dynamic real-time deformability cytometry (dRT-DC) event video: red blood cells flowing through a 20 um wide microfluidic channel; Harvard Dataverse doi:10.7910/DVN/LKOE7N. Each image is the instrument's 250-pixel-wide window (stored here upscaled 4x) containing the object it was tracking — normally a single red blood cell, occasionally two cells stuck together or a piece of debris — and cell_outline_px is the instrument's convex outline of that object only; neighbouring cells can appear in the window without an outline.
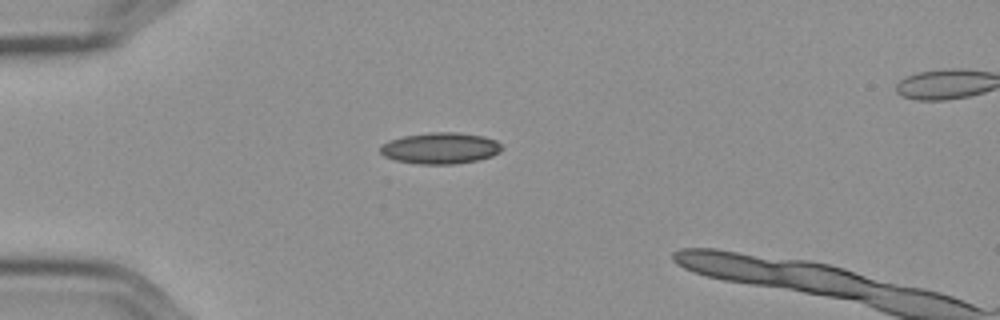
{"species": "Egyptian fruit bat (a non-hibernating species)", "species_latin": "Rousettus aegyptiacus", "temperature_condition": "cold", "stored_images_in_passage": 38, "camera_frame_rate_fps": 3000, "um_per_image_px": 0.085, "frame": {"image": 1, "passage_image": 1, "time_ms": 0.0, "image_size_px": [1000, 320], "cell_outline_px": [[504, 148], [500, 152], [492, 156], [480, 160], [456, 164], [420, 164], [396, 160], [384, 156], [380, 152], [380, 148], [384, 144], [392, 140], [404, 136], [432, 132], [456, 132], [484, 136], [496, 140]], "centroid_in_image_um": [37.49, 12.6], "position_along_channel_um": 47.5, "area_um2": 22.14}}
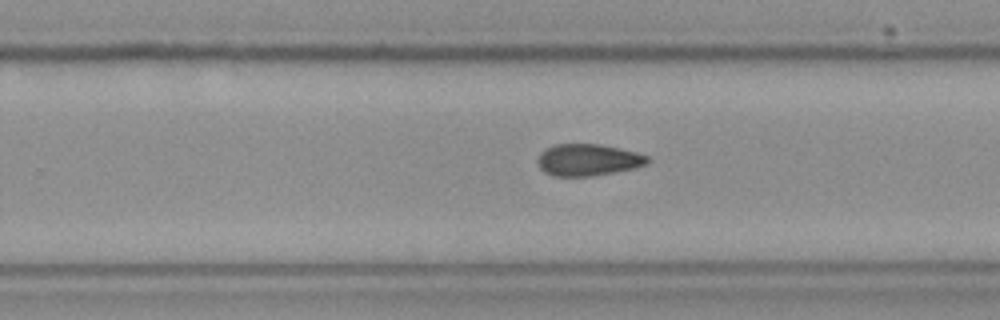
{"frame": {"image": 2, "passage_image": 22, "time_ms": 7.0, "image_size_px": [1000, 320], "cell_outline_px": [[648, 164], [636, 168], [592, 176], [556, 176], [544, 172], [540, 168], [536, 160], [540, 152], [552, 144], [600, 144], [620, 148], [636, 152], [648, 156]], "centroid_in_image_um": [49.96, 13.58], "position_along_channel_um": 279.8, "area_um2": 20.52}}
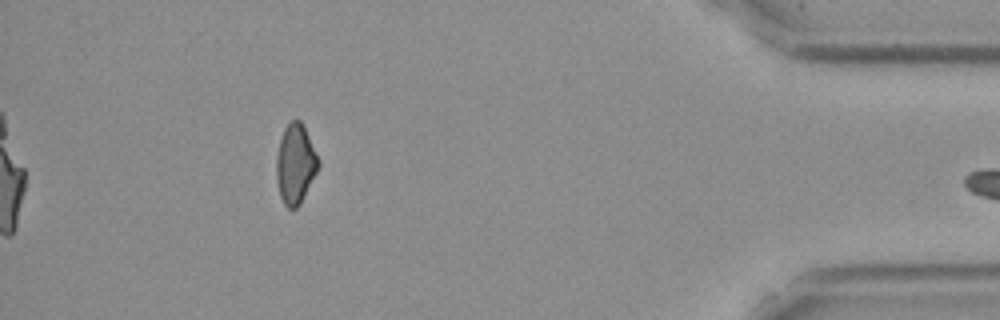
{"frame": {"image": 3, "passage_image": 37, "time_ms": 12.0, "image_size_px": [1000, 320], "cell_outline_px": [[320, 168], [300, 204], [296, 208], [288, 208], [284, 204], [280, 196], [276, 180], [276, 156], [280, 140], [284, 128], [292, 120], [300, 120], [320, 160]], "centroid_in_image_um": [25.12, 13.97], "position_along_channel_um": 410.1, "area_um2": 19.54}}